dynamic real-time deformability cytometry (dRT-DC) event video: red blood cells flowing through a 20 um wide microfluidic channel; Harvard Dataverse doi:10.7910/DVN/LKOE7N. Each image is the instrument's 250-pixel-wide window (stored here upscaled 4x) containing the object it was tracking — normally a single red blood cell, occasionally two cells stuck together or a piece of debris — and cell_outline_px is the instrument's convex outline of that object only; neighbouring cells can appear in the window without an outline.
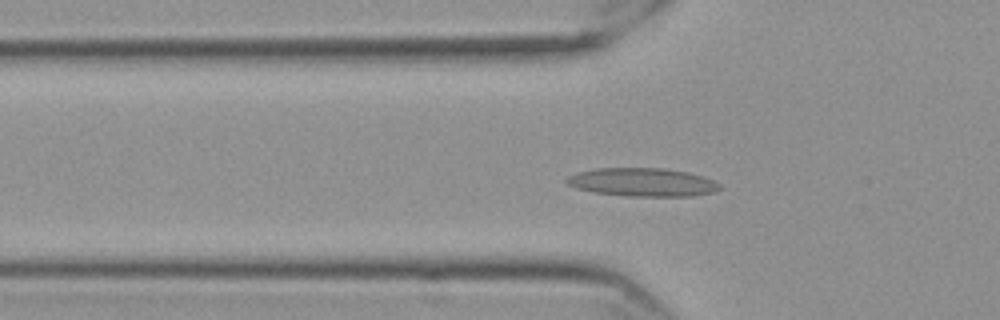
{"species": "Egyptian fruit bat (a non-hibernating species)", "species_latin": "Rousettus aegyptiacus", "temperature_condition": "cold", "stored_images_in_passage": 40, "camera_frame_rate_fps": 3000, "um_per_image_px": 0.085, "frame": {"image": 1, "passage_image": 2, "time_ms": 0.333, "image_size_px": [1000, 320], "cell_outline_px": [[724, 188], [716, 192], [692, 196], [628, 196], [592, 192], [576, 188], [568, 184], [564, 180], [568, 176], [576, 172], [596, 168], [664, 168], [688, 172], [704, 176], [720, 184]], "centroid_in_image_um": [54.63, 15.49], "position_along_channel_um": 71.2, "area_um2": 25.61}}
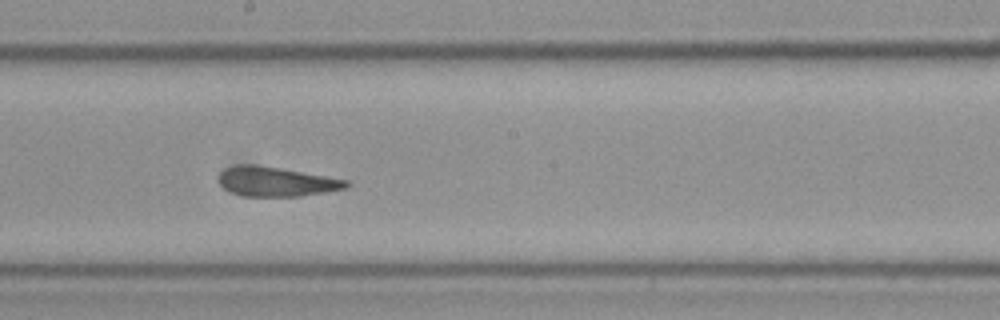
{"frame": {"image": 2, "passage_image": 15, "time_ms": 4.667, "image_size_px": [1000, 320], "cell_outline_px": [[352, 184], [348, 188], [300, 196], [244, 196], [232, 192], [224, 188], [220, 184], [220, 172], [224, 168], [240, 164], [252, 164], [280, 168], [348, 180]], "centroid_in_image_um": [23.5, 15.43], "position_along_channel_um": 224.7, "area_um2": 21.79}}
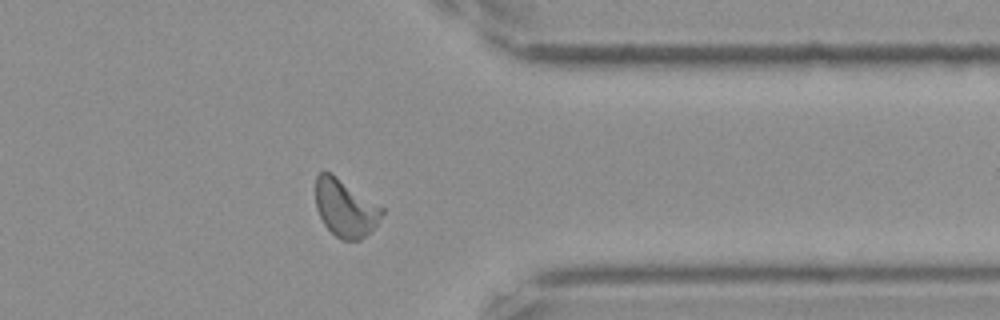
{"frame": {"image": 3, "passage_image": 29, "time_ms": 9.333, "image_size_px": [1000, 320], "cell_outline_px": [[384, 212], [372, 232], [360, 240], [340, 240], [324, 224], [316, 208], [316, 176], [320, 172], [332, 172], [384, 208]], "centroid_in_image_um": [29.37, 17.68], "position_along_channel_um": 382.0, "area_um2": 22.37}, "authors_computed_cell_mechanics": {"area_um2": 21.7906, "velocity_mm_per_s": 3.5316, "shape_relaxation_time_tau1_ms": 5.6833, "shape_relaxation_time_tau2_ms": 1.7148, "deformation_change_tau1": 0.184, "deformation_change_tau2": 0.0974}}